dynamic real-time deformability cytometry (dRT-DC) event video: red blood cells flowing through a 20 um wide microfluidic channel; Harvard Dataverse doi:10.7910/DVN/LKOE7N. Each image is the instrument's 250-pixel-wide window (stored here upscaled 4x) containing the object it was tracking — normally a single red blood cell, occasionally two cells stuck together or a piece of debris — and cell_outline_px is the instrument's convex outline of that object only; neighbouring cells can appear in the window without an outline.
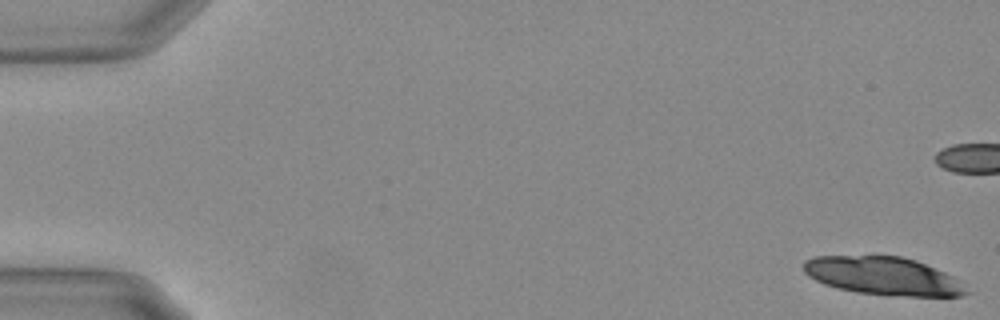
{"species": "Egyptian fruit bat (a non-hibernating species)", "species_latin": "Rousettus aegyptiacus", "temperature_condition": "warm", "stored_images_in_passage": 23, "camera_frame_rate_fps": 3000, "um_per_image_px": 0.085, "animal": {"sex": "female"}, "frame": {"image": 1, "passage_image": 1, "time_ms": 0.0, "image_size_px": [1000, 320], "cell_outline_px": [[968, 292], [960, 296], [888, 296], [856, 292], [836, 288], [824, 284], [808, 276], [804, 272], [804, 260], [816, 256], [900, 256], [916, 260], [944, 272], [952, 276]], "centroid_in_image_um": [75.01, 23.46], "position_along_channel_um": 10.0, "area_um2": 35.89}}